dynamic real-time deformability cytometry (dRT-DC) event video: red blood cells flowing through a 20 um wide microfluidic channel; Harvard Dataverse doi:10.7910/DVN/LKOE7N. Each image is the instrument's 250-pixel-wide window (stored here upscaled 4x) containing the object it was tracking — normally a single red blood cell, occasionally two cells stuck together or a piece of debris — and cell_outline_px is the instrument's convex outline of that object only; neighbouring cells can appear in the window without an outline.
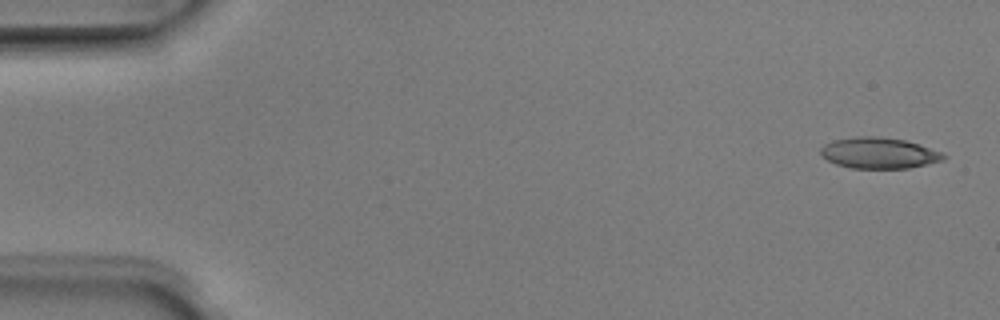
{"species": "Egyptian fruit bat (a non-hibernating species)", "species_latin": "Rousettus aegyptiacus", "temperature_condition": "room temperature", "stored_images_in_passage": 5, "camera_frame_rate_fps": 3000, "um_per_image_px": 0.085, "animal": {"sex": "male"}, "frame": {"image": 1, "passage_image": 1, "time_ms": 0.0, "image_size_px": [1000, 320], "cell_outline_px": [[948, 156], [944, 160], [928, 164], [908, 168], [852, 168], [836, 164], [820, 156], [820, 148], [824, 144], [832, 140], [860, 136], [880, 136], [904, 140], [920, 144], [944, 152]], "centroid_in_image_um": [74.74, 13.0], "position_along_channel_um": 10.3, "area_um2": 22.48}}
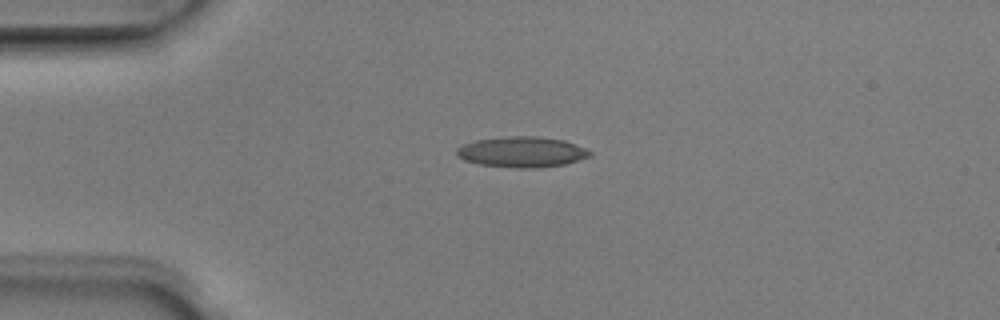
{"frame": {"image": 2, "passage_image": 4, "time_ms": 1.0, "image_size_px": [1000, 320], "cell_outline_px": [[592, 156], [580, 160], [564, 164], [540, 168], [516, 168], [480, 164], [464, 160], [456, 156], [456, 148], [464, 144], [476, 140], [508, 136], [536, 136], [564, 140], [576, 144], [592, 152]], "centroid_in_image_um": [44.37, 12.92], "position_along_channel_um": 40.6, "area_um2": 23.87}}